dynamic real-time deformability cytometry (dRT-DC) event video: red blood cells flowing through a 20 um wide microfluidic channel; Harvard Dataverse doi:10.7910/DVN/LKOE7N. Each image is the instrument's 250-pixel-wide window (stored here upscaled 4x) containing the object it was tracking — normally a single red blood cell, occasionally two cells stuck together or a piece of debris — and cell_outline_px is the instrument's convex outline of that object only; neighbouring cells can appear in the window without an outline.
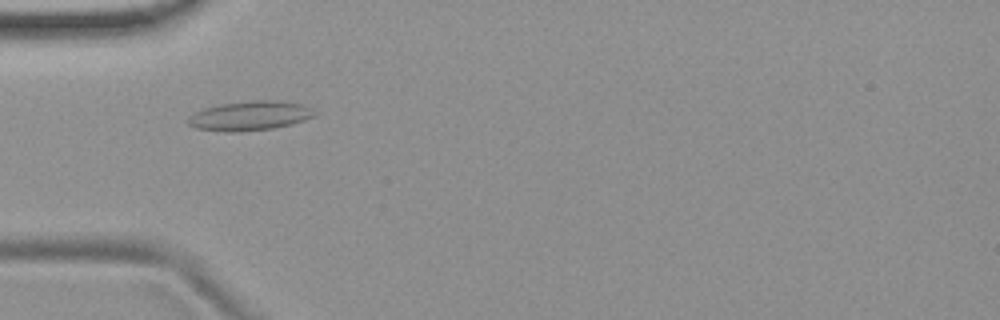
{"species": "common noctule bat (a hibernating species)", "species_latin": "Nyctalus noctula", "temperature_condition": "room temperature", "stored_images_in_passage": 54, "camera_frame_rate_fps": 3000, "um_per_image_px": 0.085, "animal": {"sex": "female", "body_mass_g": 19.9}, "frame": {"image": 1, "passage_image": 17, "time_ms": 5.333, "image_size_px": [1000, 320], "cell_outline_px": [[316, 116], [292, 124], [272, 128], [240, 132], [228, 132], [196, 128], [188, 124], [188, 116], [204, 108], [220, 104], [252, 100], [280, 100], [304, 104], [316, 112]], "centroid_in_image_um": [21.27, 9.83], "position_along_channel_um": 63.7, "area_um2": 21.79}}
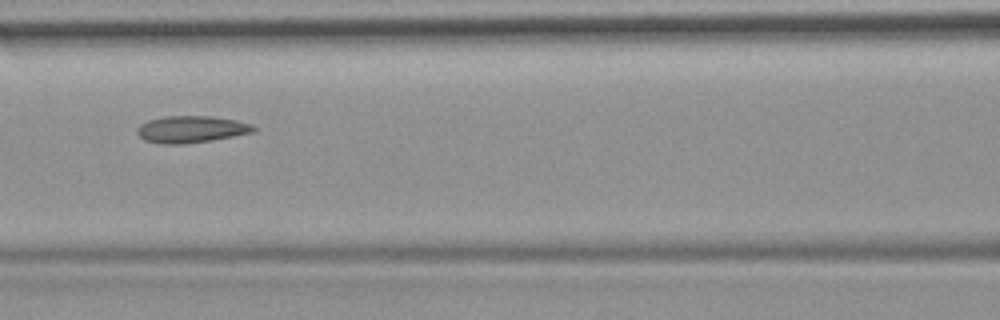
{"frame": {"image": 2, "passage_image": 24, "time_ms": 7.667, "image_size_px": [1000, 320], "cell_outline_px": [[256, 128], [252, 132], [212, 140], [184, 144], [164, 144], [144, 140], [136, 132], [136, 128], [140, 124], [148, 120], [164, 116], [212, 116], [236, 120], [252, 124]], "centroid_in_image_um": [16.22, 10.98], "position_along_channel_um": 150.4, "area_um2": 18.21}}
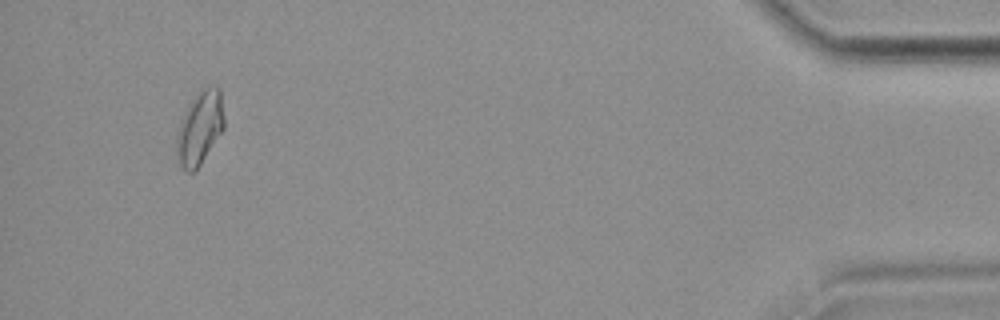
{"frame": {"image": 3, "passage_image": 51, "time_ms": 16.667, "image_size_px": [1000, 320], "cell_outline_px": [[224, 128], [200, 164], [192, 172], [184, 172], [176, 156], [176, 136], [184, 112], [192, 100], [204, 88], [212, 84], [216, 84], [220, 88], [224, 116]], "centroid_in_image_um": [16.98, 10.86], "position_along_channel_um": 418.2, "area_um2": 20.17}, "authors_computed_cell_mechanics": {"area_um2": 18.3226, "velocity_mm_per_s": 3.771, "shape_relaxation_time_tau1_ms": null, "shape_relaxation_time_tau2_ms": 3.2528, "deformation_change_tau1": null, "deformation_change_tau2": 0.1084}}